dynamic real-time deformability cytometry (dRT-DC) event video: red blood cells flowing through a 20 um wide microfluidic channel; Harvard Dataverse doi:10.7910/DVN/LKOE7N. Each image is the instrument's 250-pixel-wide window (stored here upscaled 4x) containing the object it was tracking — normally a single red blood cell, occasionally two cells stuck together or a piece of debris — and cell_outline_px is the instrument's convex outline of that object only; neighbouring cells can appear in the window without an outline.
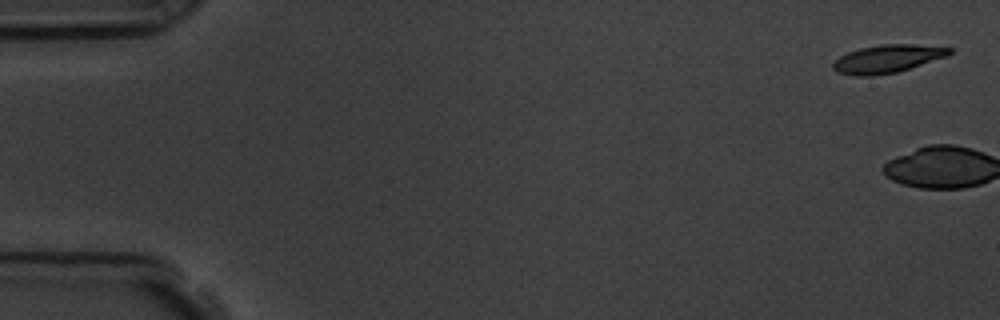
{"species": "common noctule bat (a hibernating species)", "species_latin": "Nyctalus noctula", "temperature_condition": "room temperature", "stored_images_in_passage": 6, "camera_frame_rate_fps": 3000, "um_per_image_px": 0.085, "animal": {"sex": "male", "body_mass_g": 19.5, "forearm_length_mm": 54.6}, "frame": {"image": 1, "passage_image": 1, "time_ms": 0.0, "image_size_px": [1000, 320], "cell_outline_px": [[952, 52], [948, 56], [896, 72], [872, 76], [856, 76], [836, 72], [832, 68], [832, 64], [840, 56], [848, 52], [860, 48], [880, 44], [912, 44], [952, 48]], "centroid_in_image_um": [75.41, 5.0], "position_along_channel_um": 9.6, "area_um2": 18.9}}